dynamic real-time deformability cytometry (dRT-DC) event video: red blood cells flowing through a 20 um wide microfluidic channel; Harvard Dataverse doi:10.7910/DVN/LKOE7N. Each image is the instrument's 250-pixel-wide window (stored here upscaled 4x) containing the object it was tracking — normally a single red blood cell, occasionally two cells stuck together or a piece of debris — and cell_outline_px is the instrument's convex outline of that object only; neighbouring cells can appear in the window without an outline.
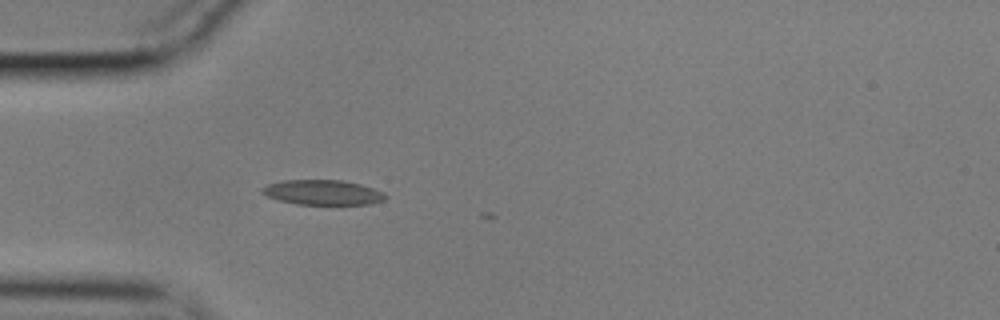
{"species": "common noctule bat (a hibernating species)", "species_latin": "Nyctalus noctula", "temperature_condition": "cold", "stored_images_in_passage": 3, "camera_frame_rate_fps": 3000, "um_per_image_px": 0.085, "animal": {"sex": "male", "body_mass_g": 17.9}, "frame": {"image": 1, "passage_image": 1, "time_ms": 0.0, "image_size_px": [1000, 320], "cell_outline_px": [[388, 196], [384, 200], [368, 204], [296, 204], [280, 200], [268, 196], [260, 192], [260, 188], [268, 184], [284, 180], [344, 180], [360, 184], [384, 192]], "centroid_in_image_um": [27.43, 16.35], "position_along_channel_um": 57.6, "area_um2": 17.86}}